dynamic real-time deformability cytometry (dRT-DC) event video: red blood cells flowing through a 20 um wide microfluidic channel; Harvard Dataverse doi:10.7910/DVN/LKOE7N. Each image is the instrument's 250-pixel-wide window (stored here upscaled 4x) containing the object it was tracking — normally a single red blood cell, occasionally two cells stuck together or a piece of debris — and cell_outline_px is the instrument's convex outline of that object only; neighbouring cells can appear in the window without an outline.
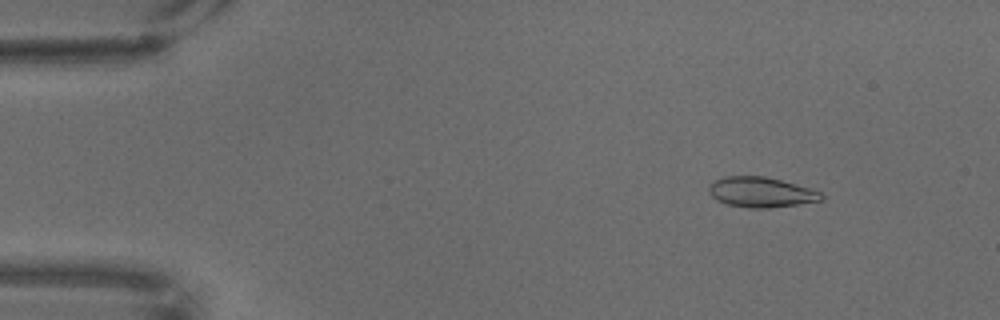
{"species": "common noctule bat (a hibernating species)", "species_latin": "Nyctalus noctula", "temperature_condition": "warm", "stored_images_in_passage": 68, "camera_frame_rate_fps": 3000, "um_per_image_px": 0.085, "animal": {"sex": "male", "body_mass_g": 18.8}, "frame": {"image": 1, "passage_image": 8, "time_ms": 2.333, "image_size_px": [1000, 320], "cell_outline_px": [[824, 200], [768, 208], [748, 208], [728, 204], [716, 200], [708, 192], [708, 184], [724, 176], [764, 176], [812, 188], [820, 192], [824, 196]], "centroid_in_image_um": [64.68, 16.33], "position_along_channel_um": 20.3, "area_um2": 19.83}}
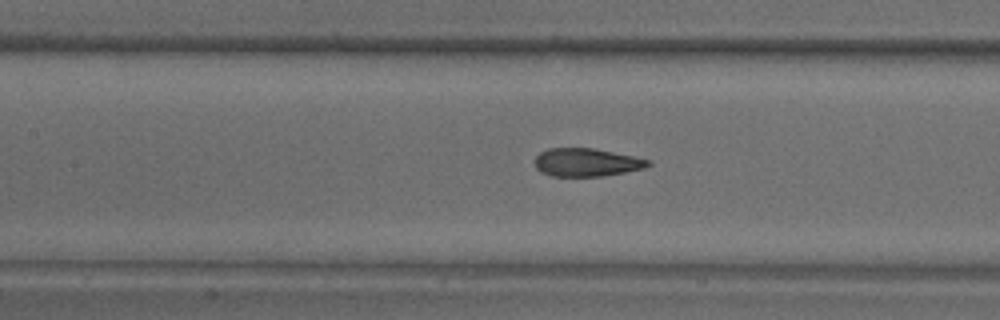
{"frame": {"image": 2, "passage_image": 31, "time_ms": 10.0, "image_size_px": [1000, 320], "cell_outline_px": [[652, 164], [644, 168], [604, 176], [552, 176], [540, 172], [536, 168], [536, 156], [540, 152], [548, 148], [592, 148], [652, 160]], "centroid_in_image_um": [49.85, 13.8], "position_along_channel_um": 157.5, "area_um2": 18.5}}
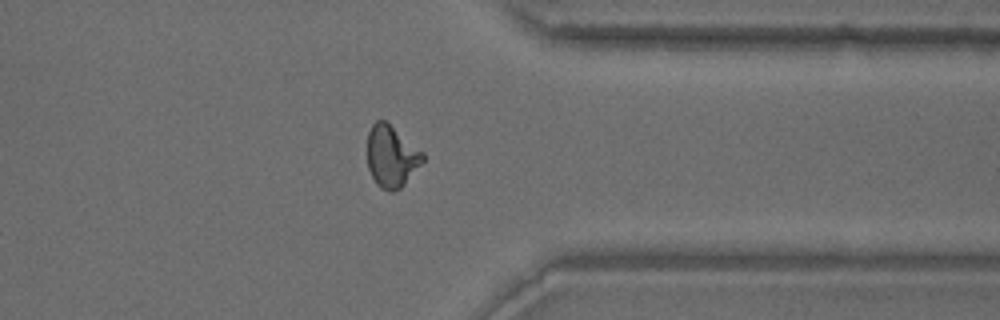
{"frame": {"image": 3, "passage_image": 54, "time_ms": 17.667, "image_size_px": [1000, 320], "cell_outline_px": [[424, 160], [404, 184], [400, 188], [392, 192], [388, 192], [380, 188], [376, 184], [368, 168], [368, 132], [372, 124], [376, 120], [388, 120], [424, 152]], "centroid_in_image_um": [33.28, 13.25], "position_along_channel_um": 378.1, "area_um2": 20.29}}